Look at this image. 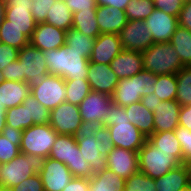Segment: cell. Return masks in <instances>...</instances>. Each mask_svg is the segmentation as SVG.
Segmentation results:
<instances>
[{"instance_id":"f546056e","label":"cell","mask_w":191,"mask_h":191,"mask_svg":"<svg viewBox=\"0 0 191 191\" xmlns=\"http://www.w3.org/2000/svg\"><path fill=\"white\" fill-rule=\"evenodd\" d=\"M147 140L154 147H159L160 151L173 152V156L183 164L181 145L174 131L154 132Z\"/></svg>"},{"instance_id":"7bdbcfd3","label":"cell","mask_w":191,"mask_h":191,"mask_svg":"<svg viewBox=\"0 0 191 191\" xmlns=\"http://www.w3.org/2000/svg\"><path fill=\"white\" fill-rule=\"evenodd\" d=\"M156 82L157 76L152 72L143 69L138 74H135L136 93H139L141 97L154 93V85Z\"/></svg>"},{"instance_id":"d590c367","label":"cell","mask_w":191,"mask_h":191,"mask_svg":"<svg viewBox=\"0 0 191 191\" xmlns=\"http://www.w3.org/2000/svg\"><path fill=\"white\" fill-rule=\"evenodd\" d=\"M177 95L175 100L181 105H191V66H184L176 73Z\"/></svg>"},{"instance_id":"5b68a950","label":"cell","mask_w":191,"mask_h":191,"mask_svg":"<svg viewBox=\"0 0 191 191\" xmlns=\"http://www.w3.org/2000/svg\"><path fill=\"white\" fill-rule=\"evenodd\" d=\"M76 140L80 153L84 160L90 164L93 174L107 168L106 157L114 148L108 127L104 126L93 136L76 138Z\"/></svg>"},{"instance_id":"f5cc1de1","label":"cell","mask_w":191,"mask_h":191,"mask_svg":"<svg viewBox=\"0 0 191 191\" xmlns=\"http://www.w3.org/2000/svg\"><path fill=\"white\" fill-rule=\"evenodd\" d=\"M179 26L191 31V1L185 0L178 16Z\"/></svg>"},{"instance_id":"681fc988","label":"cell","mask_w":191,"mask_h":191,"mask_svg":"<svg viewBox=\"0 0 191 191\" xmlns=\"http://www.w3.org/2000/svg\"><path fill=\"white\" fill-rule=\"evenodd\" d=\"M3 80L25 82V75H21L20 61L11 62L1 72Z\"/></svg>"},{"instance_id":"cb8c5ba5","label":"cell","mask_w":191,"mask_h":191,"mask_svg":"<svg viewBox=\"0 0 191 191\" xmlns=\"http://www.w3.org/2000/svg\"><path fill=\"white\" fill-rule=\"evenodd\" d=\"M30 90L31 85L27 82L3 80L0 83V103L6 109L21 105Z\"/></svg>"},{"instance_id":"f6af8a7d","label":"cell","mask_w":191,"mask_h":191,"mask_svg":"<svg viewBox=\"0 0 191 191\" xmlns=\"http://www.w3.org/2000/svg\"><path fill=\"white\" fill-rule=\"evenodd\" d=\"M53 0H33L31 13L36 23L46 22L47 14L53 6Z\"/></svg>"},{"instance_id":"9c48e42d","label":"cell","mask_w":191,"mask_h":191,"mask_svg":"<svg viewBox=\"0 0 191 191\" xmlns=\"http://www.w3.org/2000/svg\"><path fill=\"white\" fill-rule=\"evenodd\" d=\"M30 93L49 110L66 100L65 80L61 76L48 74L31 85Z\"/></svg>"},{"instance_id":"7c38bea8","label":"cell","mask_w":191,"mask_h":191,"mask_svg":"<svg viewBox=\"0 0 191 191\" xmlns=\"http://www.w3.org/2000/svg\"><path fill=\"white\" fill-rule=\"evenodd\" d=\"M49 124L59 135L75 136L82 124L79 106L67 102L60 103L50 110Z\"/></svg>"},{"instance_id":"d6986e66","label":"cell","mask_w":191,"mask_h":191,"mask_svg":"<svg viewBox=\"0 0 191 191\" xmlns=\"http://www.w3.org/2000/svg\"><path fill=\"white\" fill-rule=\"evenodd\" d=\"M87 81L92 91L112 96L119 79L109 64L91 63L89 61Z\"/></svg>"},{"instance_id":"7a4b0ae2","label":"cell","mask_w":191,"mask_h":191,"mask_svg":"<svg viewBox=\"0 0 191 191\" xmlns=\"http://www.w3.org/2000/svg\"><path fill=\"white\" fill-rule=\"evenodd\" d=\"M49 74L61 76L64 80L87 79L89 59L80 52L63 47L43 51Z\"/></svg>"},{"instance_id":"484cf974","label":"cell","mask_w":191,"mask_h":191,"mask_svg":"<svg viewBox=\"0 0 191 191\" xmlns=\"http://www.w3.org/2000/svg\"><path fill=\"white\" fill-rule=\"evenodd\" d=\"M22 130L6 125L0 134V163H7L20 154Z\"/></svg>"},{"instance_id":"2e32d148","label":"cell","mask_w":191,"mask_h":191,"mask_svg":"<svg viewBox=\"0 0 191 191\" xmlns=\"http://www.w3.org/2000/svg\"><path fill=\"white\" fill-rule=\"evenodd\" d=\"M112 102V96L91 90L79 104L82 121L104 122Z\"/></svg>"},{"instance_id":"8d00e7d4","label":"cell","mask_w":191,"mask_h":191,"mask_svg":"<svg viewBox=\"0 0 191 191\" xmlns=\"http://www.w3.org/2000/svg\"><path fill=\"white\" fill-rule=\"evenodd\" d=\"M154 93L162 101L175 100L177 95L176 74L158 75Z\"/></svg>"},{"instance_id":"30bf717a","label":"cell","mask_w":191,"mask_h":191,"mask_svg":"<svg viewBox=\"0 0 191 191\" xmlns=\"http://www.w3.org/2000/svg\"><path fill=\"white\" fill-rule=\"evenodd\" d=\"M33 0H6L5 18L2 25H13L20 29L29 40L36 27L31 13Z\"/></svg>"},{"instance_id":"e0dca14e","label":"cell","mask_w":191,"mask_h":191,"mask_svg":"<svg viewBox=\"0 0 191 191\" xmlns=\"http://www.w3.org/2000/svg\"><path fill=\"white\" fill-rule=\"evenodd\" d=\"M66 41V31L46 22L37 23L29 43L41 51L63 47Z\"/></svg>"},{"instance_id":"be15d7a7","label":"cell","mask_w":191,"mask_h":191,"mask_svg":"<svg viewBox=\"0 0 191 191\" xmlns=\"http://www.w3.org/2000/svg\"><path fill=\"white\" fill-rule=\"evenodd\" d=\"M0 191H13L12 188H6L3 186H0Z\"/></svg>"},{"instance_id":"e7e4bbea","label":"cell","mask_w":191,"mask_h":191,"mask_svg":"<svg viewBox=\"0 0 191 191\" xmlns=\"http://www.w3.org/2000/svg\"><path fill=\"white\" fill-rule=\"evenodd\" d=\"M3 81V78H2V74H1V71H0V83Z\"/></svg>"},{"instance_id":"f1b7e54d","label":"cell","mask_w":191,"mask_h":191,"mask_svg":"<svg viewBox=\"0 0 191 191\" xmlns=\"http://www.w3.org/2000/svg\"><path fill=\"white\" fill-rule=\"evenodd\" d=\"M112 101L122 107L141 101L140 94L136 93L135 75L119 79L112 95Z\"/></svg>"},{"instance_id":"8fae6325","label":"cell","mask_w":191,"mask_h":191,"mask_svg":"<svg viewBox=\"0 0 191 191\" xmlns=\"http://www.w3.org/2000/svg\"><path fill=\"white\" fill-rule=\"evenodd\" d=\"M18 60L21 66V75H25V82L32 85L49 74L44 52L30 43L19 50Z\"/></svg>"},{"instance_id":"11a10c76","label":"cell","mask_w":191,"mask_h":191,"mask_svg":"<svg viewBox=\"0 0 191 191\" xmlns=\"http://www.w3.org/2000/svg\"><path fill=\"white\" fill-rule=\"evenodd\" d=\"M179 125L191 131V105L180 107Z\"/></svg>"},{"instance_id":"f907efd6","label":"cell","mask_w":191,"mask_h":191,"mask_svg":"<svg viewBox=\"0 0 191 191\" xmlns=\"http://www.w3.org/2000/svg\"><path fill=\"white\" fill-rule=\"evenodd\" d=\"M13 191H44L39 174L30 176L22 183L12 187Z\"/></svg>"},{"instance_id":"f35d334b","label":"cell","mask_w":191,"mask_h":191,"mask_svg":"<svg viewBox=\"0 0 191 191\" xmlns=\"http://www.w3.org/2000/svg\"><path fill=\"white\" fill-rule=\"evenodd\" d=\"M154 9L153 0H130L124 11L128 20L145 21Z\"/></svg>"},{"instance_id":"03108f58","label":"cell","mask_w":191,"mask_h":191,"mask_svg":"<svg viewBox=\"0 0 191 191\" xmlns=\"http://www.w3.org/2000/svg\"><path fill=\"white\" fill-rule=\"evenodd\" d=\"M0 180H1V163H0Z\"/></svg>"},{"instance_id":"b9f144b4","label":"cell","mask_w":191,"mask_h":191,"mask_svg":"<svg viewBox=\"0 0 191 191\" xmlns=\"http://www.w3.org/2000/svg\"><path fill=\"white\" fill-rule=\"evenodd\" d=\"M125 191H157L154 179L142 172L133 174L125 181Z\"/></svg>"},{"instance_id":"d6a6232c","label":"cell","mask_w":191,"mask_h":191,"mask_svg":"<svg viewBox=\"0 0 191 191\" xmlns=\"http://www.w3.org/2000/svg\"><path fill=\"white\" fill-rule=\"evenodd\" d=\"M72 28L88 37L97 38L100 35V30L96 19V10H84L73 13Z\"/></svg>"},{"instance_id":"e575fe53","label":"cell","mask_w":191,"mask_h":191,"mask_svg":"<svg viewBox=\"0 0 191 191\" xmlns=\"http://www.w3.org/2000/svg\"><path fill=\"white\" fill-rule=\"evenodd\" d=\"M65 102L79 106L82 100L90 93L91 87L87 79L65 80Z\"/></svg>"},{"instance_id":"ba28073f","label":"cell","mask_w":191,"mask_h":191,"mask_svg":"<svg viewBox=\"0 0 191 191\" xmlns=\"http://www.w3.org/2000/svg\"><path fill=\"white\" fill-rule=\"evenodd\" d=\"M58 133L47 124H34L23 130L20 153L47 158Z\"/></svg>"},{"instance_id":"277c9868","label":"cell","mask_w":191,"mask_h":191,"mask_svg":"<svg viewBox=\"0 0 191 191\" xmlns=\"http://www.w3.org/2000/svg\"><path fill=\"white\" fill-rule=\"evenodd\" d=\"M143 69L158 75L176 74L184 65L169 42L153 43L141 52Z\"/></svg>"},{"instance_id":"6125c7cd","label":"cell","mask_w":191,"mask_h":191,"mask_svg":"<svg viewBox=\"0 0 191 191\" xmlns=\"http://www.w3.org/2000/svg\"><path fill=\"white\" fill-rule=\"evenodd\" d=\"M188 166L189 169V175H190V183H191V162L184 163Z\"/></svg>"},{"instance_id":"ab89813d","label":"cell","mask_w":191,"mask_h":191,"mask_svg":"<svg viewBox=\"0 0 191 191\" xmlns=\"http://www.w3.org/2000/svg\"><path fill=\"white\" fill-rule=\"evenodd\" d=\"M0 38L3 44L20 50L29 44V39L21 33L20 29L13 25L0 26Z\"/></svg>"},{"instance_id":"60d3db41","label":"cell","mask_w":191,"mask_h":191,"mask_svg":"<svg viewBox=\"0 0 191 191\" xmlns=\"http://www.w3.org/2000/svg\"><path fill=\"white\" fill-rule=\"evenodd\" d=\"M22 104L28 106L29 120H33V125L49 123L50 110L44 107L31 93Z\"/></svg>"},{"instance_id":"1f68e13d","label":"cell","mask_w":191,"mask_h":191,"mask_svg":"<svg viewBox=\"0 0 191 191\" xmlns=\"http://www.w3.org/2000/svg\"><path fill=\"white\" fill-rule=\"evenodd\" d=\"M169 43L176 50L182 64L191 66V31L178 26Z\"/></svg>"},{"instance_id":"9a60e30c","label":"cell","mask_w":191,"mask_h":191,"mask_svg":"<svg viewBox=\"0 0 191 191\" xmlns=\"http://www.w3.org/2000/svg\"><path fill=\"white\" fill-rule=\"evenodd\" d=\"M107 168L125 181L139 172L138 152L114 147L106 157Z\"/></svg>"},{"instance_id":"8992f818","label":"cell","mask_w":191,"mask_h":191,"mask_svg":"<svg viewBox=\"0 0 191 191\" xmlns=\"http://www.w3.org/2000/svg\"><path fill=\"white\" fill-rule=\"evenodd\" d=\"M44 160L41 156L20 153L13 160L1 164L0 186L12 188L30 176L39 174L43 169Z\"/></svg>"},{"instance_id":"91938a15","label":"cell","mask_w":191,"mask_h":191,"mask_svg":"<svg viewBox=\"0 0 191 191\" xmlns=\"http://www.w3.org/2000/svg\"><path fill=\"white\" fill-rule=\"evenodd\" d=\"M5 8H6V1L0 0V26L2 25L5 18Z\"/></svg>"},{"instance_id":"6da1fadb","label":"cell","mask_w":191,"mask_h":191,"mask_svg":"<svg viewBox=\"0 0 191 191\" xmlns=\"http://www.w3.org/2000/svg\"><path fill=\"white\" fill-rule=\"evenodd\" d=\"M127 119L124 107L112 102L103 124L110 131L114 147L138 152L148 138Z\"/></svg>"},{"instance_id":"83f0119b","label":"cell","mask_w":191,"mask_h":191,"mask_svg":"<svg viewBox=\"0 0 191 191\" xmlns=\"http://www.w3.org/2000/svg\"><path fill=\"white\" fill-rule=\"evenodd\" d=\"M89 180V191H124L125 180L109 168L94 174Z\"/></svg>"},{"instance_id":"836d02e7","label":"cell","mask_w":191,"mask_h":191,"mask_svg":"<svg viewBox=\"0 0 191 191\" xmlns=\"http://www.w3.org/2000/svg\"><path fill=\"white\" fill-rule=\"evenodd\" d=\"M65 44L70 47V49L80 52L81 56L89 59L94 48L95 38L88 37L82 32L70 28L66 31Z\"/></svg>"},{"instance_id":"4fadbf2b","label":"cell","mask_w":191,"mask_h":191,"mask_svg":"<svg viewBox=\"0 0 191 191\" xmlns=\"http://www.w3.org/2000/svg\"><path fill=\"white\" fill-rule=\"evenodd\" d=\"M119 37L125 50L142 52L154 43L146 22L141 20H128Z\"/></svg>"},{"instance_id":"52a82bcc","label":"cell","mask_w":191,"mask_h":191,"mask_svg":"<svg viewBox=\"0 0 191 191\" xmlns=\"http://www.w3.org/2000/svg\"><path fill=\"white\" fill-rule=\"evenodd\" d=\"M139 171L156 179L162 177L170 170L182 163L173 156V152L160 151L148 140L138 151Z\"/></svg>"},{"instance_id":"c3c4849f","label":"cell","mask_w":191,"mask_h":191,"mask_svg":"<svg viewBox=\"0 0 191 191\" xmlns=\"http://www.w3.org/2000/svg\"><path fill=\"white\" fill-rule=\"evenodd\" d=\"M18 53H19V50L16 49L15 47H12L3 43L0 45V71L1 72L4 68H6L8 64L18 59Z\"/></svg>"},{"instance_id":"ffe728a7","label":"cell","mask_w":191,"mask_h":191,"mask_svg":"<svg viewBox=\"0 0 191 191\" xmlns=\"http://www.w3.org/2000/svg\"><path fill=\"white\" fill-rule=\"evenodd\" d=\"M123 50L119 34L102 33L95 38L94 48L89 61L91 63L109 64Z\"/></svg>"},{"instance_id":"44dd1931","label":"cell","mask_w":191,"mask_h":191,"mask_svg":"<svg viewBox=\"0 0 191 191\" xmlns=\"http://www.w3.org/2000/svg\"><path fill=\"white\" fill-rule=\"evenodd\" d=\"M180 107L176 100L158 103L153 110L154 132L174 131L179 125Z\"/></svg>"},{"instance_id":"ac0fdd59","label":"cell","mask_w":191,"mask_h":191,"mask_svg":"<svg viewBox=\"0 0 191 191\" xmlns=\"http://www.w3.org/2000/svg\"><path fill=\"white\" fill-rule=\"evenodd\" d=\"M145 22L148 30L151 32L154 43L170 42L172 35L179 26L178 17L156 8Z\"/></svg>"},{"instance_id":"d4e9b609","label":"cell","mask_w":191,"mask_h":191,"mask_svg":"<svg viewBox=\"0 0 191 191\" xmlns=\"http://www.w3.org/2000/svg\"><path fill=\"white\" fill-rule=\"evenodd\" d=\"M157 191H179L190 184L189 169L181 164L162 177L154 179Z\"/></svg>"},{"instance_id":"9f6ffc18","label":"cell","mask_w":191,"mask_h":191,"mask_svg":"<svg viewBox=\"0 0 191 191\" xmlns=\"http://www.w3.org/2000/svg\"><path fill=\"white\" fill-rule=\"evenodd\" d=\"M162 100L155 93H150L141 97V103L149 110L153 111Z\"/></svg>"},{"instance_id":"7dc6e473","label":"cell","mask_w":191,"mask_h":191,"mask_svg":"<svg viewBox=\"0 0 191 191\" xmlns=\"http://www.w3.org/2000/svg\"><path fill=\"white\" fill-rule=\"evenodd\" d=\"M104 127L102 121H82L75 138H88Z\"/></svg>"},{"instance_id":"4316f807","label":"cell","mask_w":191,"mask_h":191,"mask_svg":"<svg viewBox=\"0 0 191 191\" xmlns=\"http://www.w3.org/2000/svg\"><path fill=\"white\" fill-rule=\"evenodd\" d=\"M127 120L136 126L147 138L154 133L153 111L147 109L141 101L124 107Z\"/></svg>"},{"instance_id":"680465c9","label":"cell","mask_w":191,"mask_h":191,"mask_svg":"<svg viewBox=\"0 0 191 191\" xmlns=\"http://www.w3.org/2000/svg\"><path fill=\"white\" fill-rule=\"evenodd\" d=\"M6 111L7 109L5 108V106L0 103V134H2V131L6 126Z\"/></svg>"},{"instance_id":"603a6c76","label":"cell","mask_w":191,"mask_h":191,"mask_svg":"<svg viewBox=\"0 0 191 191\" xmlns=\"http://www.w3.org/2000/svg\"><path fill=\"white\" fill-rule=\"evenodd\" d=\"M118 79L130 78L143 70L141 52L123 49L110 63Z\"/></svg>"},{"instance_id":"94428289","label":"cell","mask_w":191,"mask_h":191,"mask_svg":"<svg viewBox=\"0 0 191 191\" xmlns=\"http://www.w3.org/2000/svg\"><path fill=\"white\" fill-rule=\"evenodd\" d=\"M179 191H191V183Z\"/></svg>"},{"instance_id":"bcb514c9","label":"cell","mask_w":191,"mask_h":191,"mask_svg":"<svg viewBox=\"0 0 191 191\" xmlns=\"http://www.w3.org/2000/svg\"><path fill=\"white\" fill-rule=\"evenodd\" d=\"M154 7L161 11L178 17L185 0H153Z\"/></svg>"},{"instance_id":"5bb4252c","label":"cell","mask_w":191,"mask_h":191,"mask_svg":"<svg viewBox=\"0 0 191 191\" xmlns=\"http://www.w3.org/2000/svg\"><path fill=\"white\" fill-rule=\"evenodd\" d=\"M39 175L44 191H62L74 177L66 164L50 157L45 158Z\"/></svg>"},{"instance_id":"816d5d0a","label":"cell","mask_w":191,"mask_h":191,"mask_svg":"<svg viewBox=\"0 0 191 191\" xmlns=\"http://www.w3.org/2000/svg\"><path fill=\"white\" fill-rule=\"evenodd\" d=\"M72 13L84 10H96V0H64Z\"/></svg>"},{"instance_id":"3957f363","label":"cell","mask_w":191,"mask_h":191,"mask_svg":"<svg viewBox=\"0 0 191 191\" xmlns=\"http://www.w3.org/2000/svg\"><path fill=\"white\" fill-rule=\"evenodd\" d=\"M50 158L67 165L74 177L91 178L94 174L90 164L84 160L73 135H57L50 151Z\"/></svg>"},{"instance_id":"db71d44e","label":"cell","mask_w":191,"mask_h":191,"mask_svg":"<svg viewBox=\"0 0 191 191\" xmlns=\"http://www.w3.org/2000/svg\"><path fill=\"white\" fill-rule=\"evenodd\" d=\"M62 191H89V180L88 178L73 177Z\"/></svg>"},{"instance_id":"7402d4cb","label":"cell","mask_w":191,"mask_h":191,"mask_svg":"<svg viewBox=\"0 0 191 191\" xmlns=\"http://www.w3.org/2000/svg\"><path fill=\"white\" fill-rule=\"evenodd\" d=\"M96 19L100 34H119L128 23L125 11L111 6H97Z\"/></svg>"},{"instance_id":"ee69618b","label":"cell","mask_w":191,"mask_h":191,"mask_svg":"<svg viewBox=\"0 0 191 191\" xmlns=\"http://www.w3.org/2000/svg\"><path fill=\"white\" fill-rule=\"evenodd\" d=\"M174 132L181 145L183 163L191 162V131L178 125Z\"/></svg>"},{"instance_id":"4dcf8cb0","label":"cell","mask_w":191,"mask_h":191,"mask_svg":"<svg viewBox=\"0 0 191 191\" xmlns=\"http://www.w3.org/2000/svg\"><path fill=\"white\" fill-rule=\"evenodd\" d=\"M46 23L65 31L72 28L73 13L67 7L64 0L54 1L47 14Z\"/></svg>"},{"instance_id":"74e56055","label":"cell","mask_w":191,"mask_h":191,"mask_svg":"<svg viewBox=\"0 0 191 191\" xmlns=\"http://www.w3.org/2000/svg\"><path fill=\"white\" fill-rule=\"evenodd\" d=\"M6 125L19 130H25L33 125V120H29L28 106L23 104L7 109Z\"/></svg>"},{"instance_id":"6f0895ef","label":"cell","mask_w":191,"mask_h":191,"mask_svg":"<svg viewBox=\"0 0 191 191\" xmlns=\"http://www.w3.org/2000/svg\"><path fill=\"white\" fill-rule=\"evenodd\" d=\"M130 0H96L97 6H111L113 8L125 10Z\"/></svg>"}]
</instances>
